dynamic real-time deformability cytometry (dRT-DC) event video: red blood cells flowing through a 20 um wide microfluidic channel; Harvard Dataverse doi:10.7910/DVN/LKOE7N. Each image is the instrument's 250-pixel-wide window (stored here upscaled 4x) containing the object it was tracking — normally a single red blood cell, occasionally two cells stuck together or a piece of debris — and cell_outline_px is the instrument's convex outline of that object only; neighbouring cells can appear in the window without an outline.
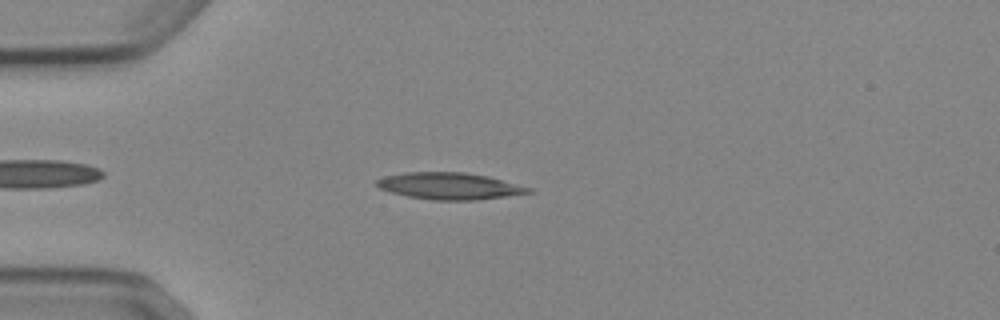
{"species": "Egyptian fruit bat (a non-hibernating species)", "species_latin": "Rousettus aegyptiacus", "temperature_condition": "cold", "stored_images_in_passage": 42, "camera_frame_rate_fps": 3000, "um_per_image_px": 0.085, "animal": {"sex": "female"}, "frame": {"image": 1, "passage_image": 7, "time_ms": 2.0, "image_size_px": [1000, 320], "cell_outline_px": [[536, 192], [476, 200], [432, 200], [408, 196], [392, 192], [380, 188], [376, 184], [376, 180], [384, 176], [408, 172], [464, 172], [488, 176], [532, 188]], "centroid_in_image_um": [38.24, 15.81], "position_along_channel_um": 46.8, "area_um2": 23.58}}
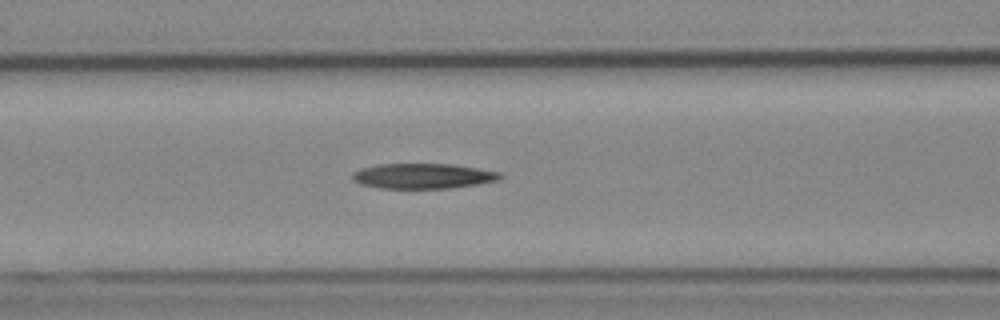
{"frame": {"image": 2, "passage_image": 15, "time_ms": 4.667, "image_size_px": [1000, 320], "cell_outline_px": [[504, 176], [500, 180], [452, 188], [380, 188], [360, 184], [352, 180], [352, 172], [364, 168], [380, 164], [452, 164], [500, 172]], "centroid_in_image_um": [35.97, 14.96], "position_along_channel_um": 130.6, "area_um2": 21.62}}
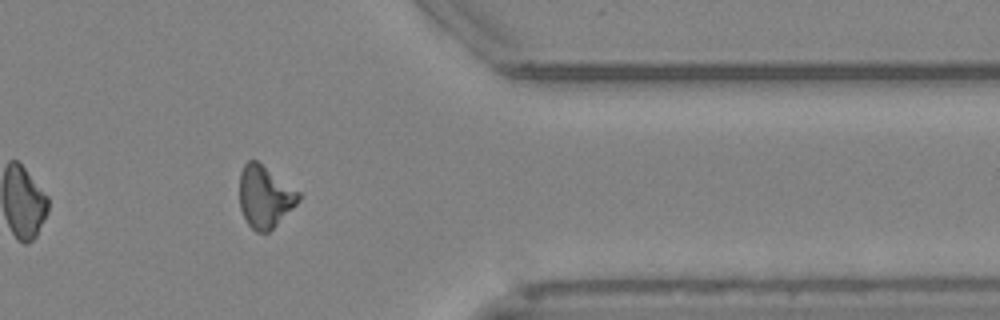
{"frame": {"image": 3, "passage_image": 36, "time_ms": 11.667, "image_size_px": [1000, 320], "cell_outline_px": [[300, 200], [268, 232], [256, 232], [248, 224], [240, 208], [240, 172], [244, 164], [248, 160], [256, 160], [300, 192]], "centroid_in_image_um": [22.49, 16.71], "position_along_channel_um": 388.9, "area_um2": 20.98}}